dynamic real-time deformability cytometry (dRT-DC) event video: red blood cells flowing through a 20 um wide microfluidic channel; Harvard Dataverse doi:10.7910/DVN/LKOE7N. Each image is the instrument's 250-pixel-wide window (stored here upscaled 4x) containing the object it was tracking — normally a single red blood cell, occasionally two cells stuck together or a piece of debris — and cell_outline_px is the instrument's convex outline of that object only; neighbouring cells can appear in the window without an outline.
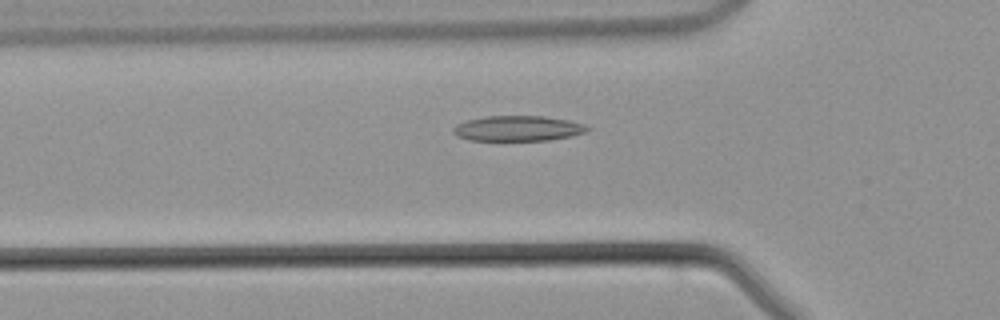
{"species": "common noctule bat (a hibernating species)", "species_latin": "Nyctalus noctula", "temperature_condition": "warm", "stored_images_in_passage": 44, "camera_frame_rate_fps": 3000, "um_per_image_px": 0.085, "animal": {"sex": "male", "body_mass_g": 21.5, "forearm_length_mm": 52.0}, "frame": {"image": 1, "passage_image": 14, "time_ms": 4.333, "image_size_px": [1000, 320], "cell_outline_px": [[592, 128], [588, 132], [572, 136], [548, 140], [468, 140], [456, 136], [452, 132], [452, 128], [456, 124], [468, 120], [484, 116], [544, 116], [568, 120], [584, 124]], "centroid_in_image_um": [44.03, 10.91], "position_along_channel_um": 81.8, "area_um2": 19.94}}
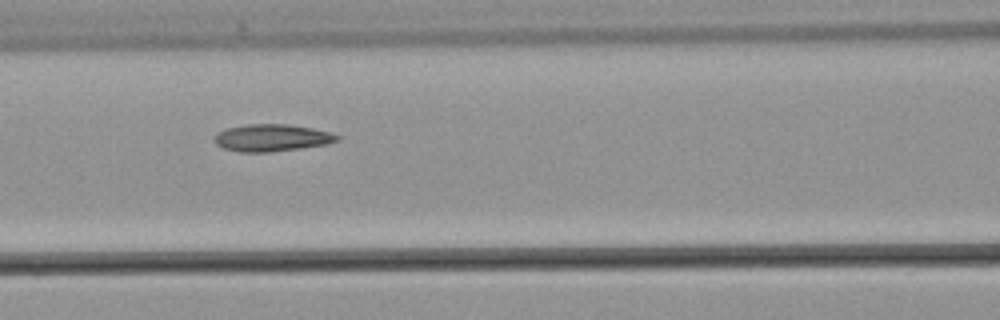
{"frame": {"image": 2, "passage_image": 18, "time_ms": 5.667, "image_size_px": [1000, 320], "cell_outline_px": [[340, 140], [324, 144], [300, 148], [268, 152], [240, 152], [224, 148], [216, 144], [212, 140], [212, 136], [216, 132], [228, 128], [244, 124], [284, 124], [312, 128], [328, 132], [340, 136]], "centroid_in_image_um": [23.03, 11.71], "position_along_channel_um": 143.6, "area_um2": 19.36}}
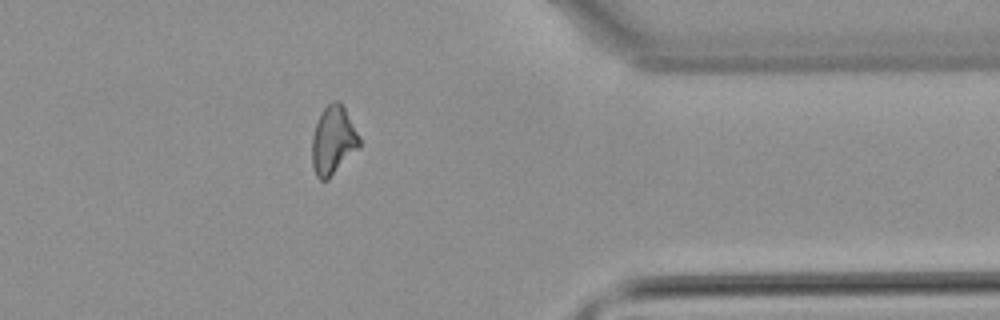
{"frame": {"image": 3, "passage_image": 35, "time_ms": 11.333, "image_size_px": [1000, 320], "cell_outline_px": [[360, 148], [328, 180], [320, 180], [316, 176], [312, 168], [312, 136], [320, 112], [332, 100], [336, 100], [344, 108], [360, 136]], "centroid_in_image_um": [28.32, 11.97], "position_along_channel_um": 383.1, "area_um2": 19.07}}